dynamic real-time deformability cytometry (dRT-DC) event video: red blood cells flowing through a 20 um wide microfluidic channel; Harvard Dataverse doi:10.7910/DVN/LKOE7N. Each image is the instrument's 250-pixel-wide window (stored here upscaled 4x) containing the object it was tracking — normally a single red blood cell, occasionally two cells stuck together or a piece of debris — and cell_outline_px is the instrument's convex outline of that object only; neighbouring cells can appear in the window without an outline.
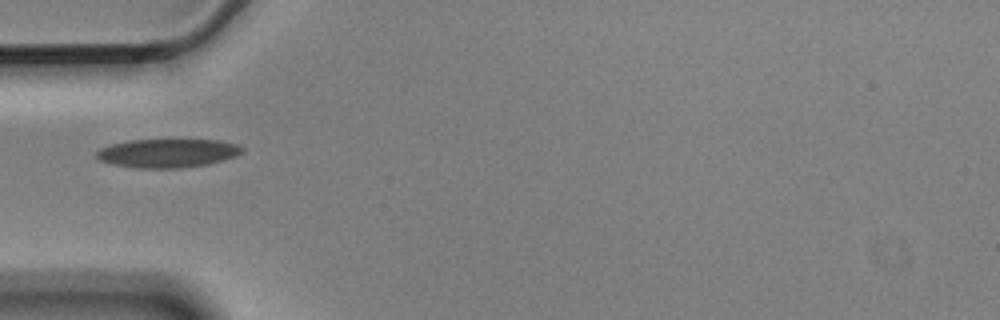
{"species": "Egyptian fruit bat (a non-hibernating species)", "species_latin": "Rousettus aegyptiacus", "temperature_condition": "cold", "stored_images_in_passage": 8, "camera_frame_rate_fps": 3000, "um_per_image_px": 0.085, "animal": {"sex": "male"}, "frame": {"image": 1, "passage_image": 4, "time_ms": 1.0, "image_size_px": [1000, 320], "cell_outline_px": [[244, 152], [236, 156], [224, 160], [208, 164], [180, 168], [136, 168], [112, 164], [100, 160], [96, 156], [96, 152], [100, 148], [112, 144], [128, 140], [220, 140], [236, 144], [244, 148]], "centroid_in_image_um": [14.26, 13.02], "position_along_channel_um": 70.7, "area_um2": 24.39}}
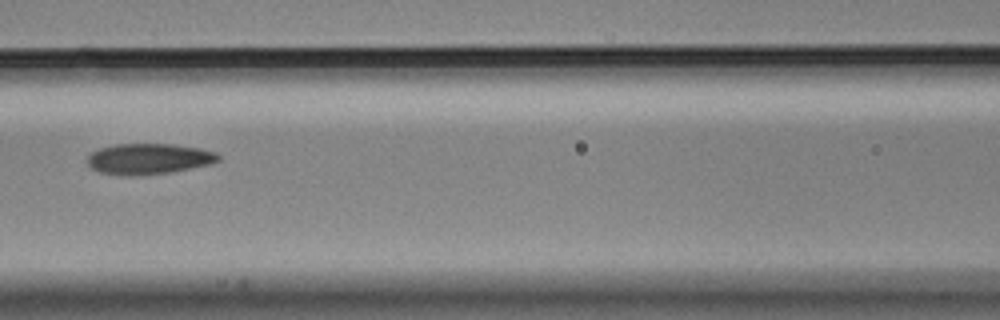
{"frame": {"image": 2, "passage_image": 6, "time_ms": 1.667, "image_size_px": [1000, 320], "cell_outline_px": [[220, 160], [212, 164], [192, 168], [168, 172], [100, 172], [92, 168], [88, 164], [88, 156], [92, 152], [100, 148], [112, 144], [172, 144], [200, 148], [216, 152], [220, 156]], "centroid_in_image_um": [12.73, 13.44], "position_along_channel_um": 153.9, "area_um2": 22.43}}
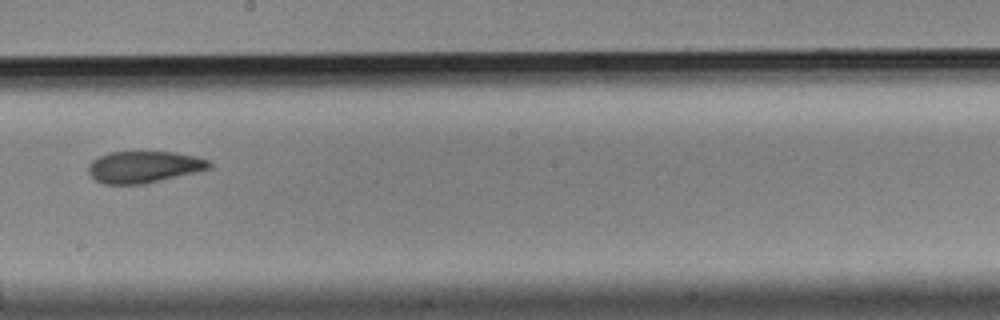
{"frame": {"image": 3, "passage_image": 8, "time_ms": 2.333, "image_size_px": [1000, 320], "cell_outline_px": [[212, 168], [196, 172], [144, 184], [104, 184], [96, 180], [88, 172], [88, 164], [96, 156], [108, 152], [176, 152], [196, 156], [212, 160]], "centroid_in_image_um": [12.25, 14.18], "position_along_channel_um": 236.0, "area_um2": 22.6}}